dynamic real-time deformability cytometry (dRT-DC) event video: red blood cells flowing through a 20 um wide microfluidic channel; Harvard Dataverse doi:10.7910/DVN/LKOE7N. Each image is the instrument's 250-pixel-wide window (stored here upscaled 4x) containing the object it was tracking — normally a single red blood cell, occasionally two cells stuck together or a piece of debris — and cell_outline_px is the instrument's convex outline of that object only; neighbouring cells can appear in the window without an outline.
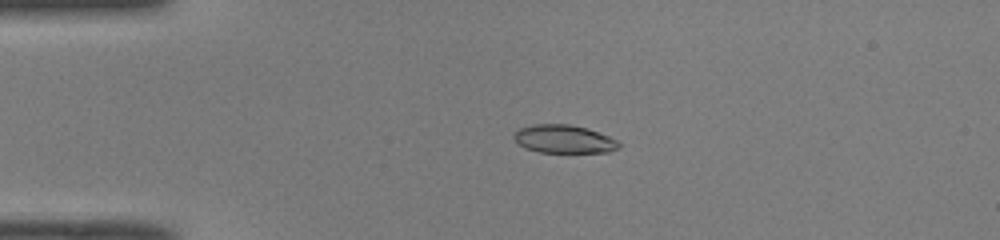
{"species": "common noctule bat (a hibernating species)", "species_latin": "Nyctalus noctula", "temperature_condition": "room temperature", "stored_images_in_passage": 49, "camera_frame_rate_fps": 3000, "um_per_image_px": 0.085, "animal": {"sex": "male", "body_mass_g": 19.0, "forearm_length_mm": 50.8}, "frame": {"image": 1, "passage_image": 11, "time_ms": 3.333, "image_size_px": [1000, 240], "cell_outline_px": [[620, 148], [608, 152], [540, 152], [524, 148], [512, 136], [520, 128], [536, 124], [568, 124], [588, 128], [608, 136], [616, 140], [620, 144]], "centroid_in_image_um": [47.95, 11.82], "position_along_channel_um": 37.1, "area_um2": 17.11}}
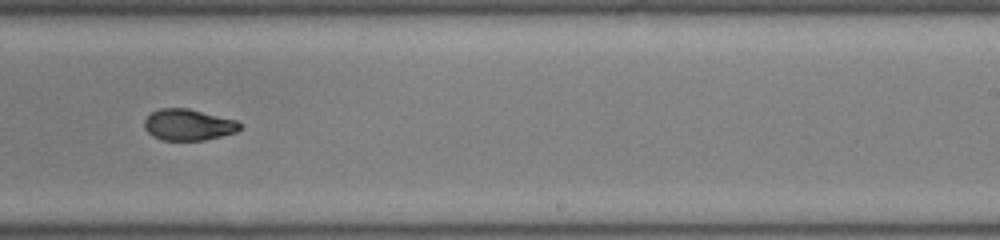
{"frame": {"image": 2, "passage_image": 31, "time_ms": 10.0, "image_size_px": [1000, 240], "cell_outline_px": [[240, 128], [236, 132], [204, 140], [160, 140], [152, 136], [144, 128], [144, 120], [152, 112], [160, 108], [188, 108], [236, 120], [240, 124]], "centroid_in_image_um": [15.97, 10.6], "position_along_channel_um": 273.0, "area_um2": 17.34}}
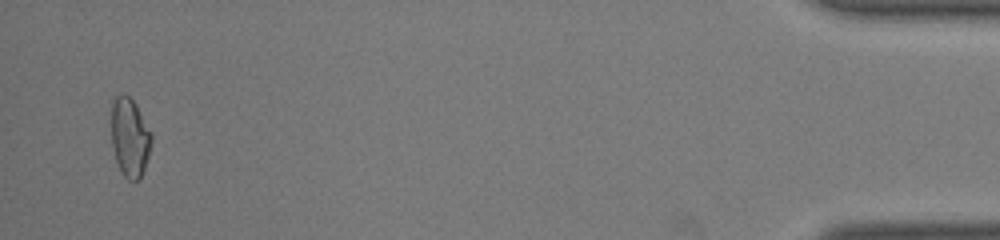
{"frame": {"image": 3, "passage_image": 48, "time_ms": 15.667, "image_size_px": [1000, 240], "cell_outline_px": [[152, 140], [148, 156], [144, 168], [140, 176], [136, 180], [128, 180], [120, 172], [116, 160], [112, 144], [112, 100], [116, 96], [128, 96], [136, 104], [152, 132]], "centroid_in_image_um": [11.04, 11.68], "position_along_channel_um": 424.2, "area_um2": 18.26}, "authors_computed_cell_mechanics": {"area_um2": 18.207, "velocity_mm_per_s": 4.1041, "shape_relaxation_time_tau1_ms": 9.5423, "shape_relaxation_time_tau2_ms": 2.3218, "deformation_change_tau1": 0.2535, "deformation_change_tau2": 0.0685}}